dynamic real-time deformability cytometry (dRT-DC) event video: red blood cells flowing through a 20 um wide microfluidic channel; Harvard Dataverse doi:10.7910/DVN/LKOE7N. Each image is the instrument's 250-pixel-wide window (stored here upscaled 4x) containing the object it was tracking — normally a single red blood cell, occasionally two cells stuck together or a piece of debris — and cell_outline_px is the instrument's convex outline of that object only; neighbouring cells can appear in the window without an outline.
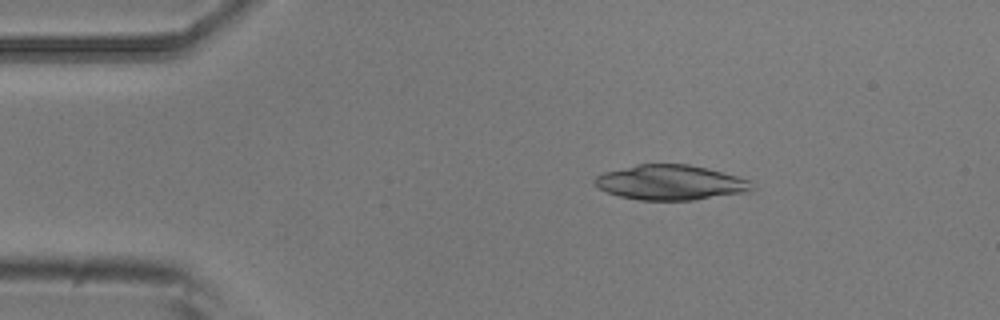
{"species": "common noctule bat (a hibernating species)", "species_latin": "Nyctalus noctula", "temperature_condition": "room temperature", "stored_images_in_passage": 6, "camera_frame_rate_fps": 3000, "um_per_image_px": 0.085, "animal": {"sex": "male", "body_mass_g": 20.5, "forearm_length_mm": 52.5}, "frame": {"image": 1, "passage_image": 2, "time_ms": 0.333, "image_size_px": [1000, 320], "cell_outline_px": [[756, 188], [752, 192], [696, 200], [640, 200], [620, 196], [608, 192], [600, 188], [592, 180], [596, 176], [604, 172], [636, 164], [688, 164], [708, 168], [752, 180]], "centroid_in_image_um": [57.09, 15.51], "position_along_channel_um": 27.9, "area_um2": 32.48}}